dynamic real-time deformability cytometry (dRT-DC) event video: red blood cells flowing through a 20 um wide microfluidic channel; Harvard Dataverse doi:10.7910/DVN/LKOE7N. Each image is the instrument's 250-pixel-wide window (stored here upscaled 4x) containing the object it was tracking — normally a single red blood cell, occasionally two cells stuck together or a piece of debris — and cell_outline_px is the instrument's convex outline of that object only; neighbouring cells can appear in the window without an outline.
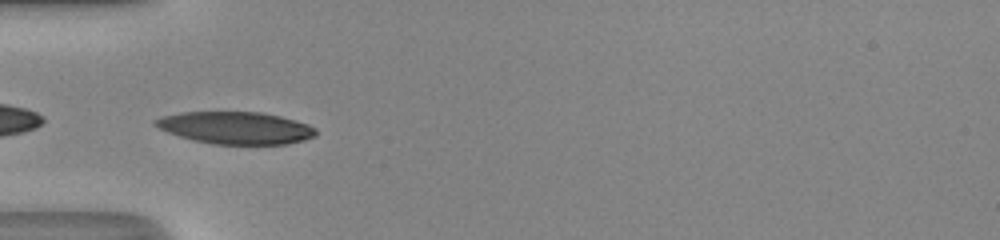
{"species": "human", "species_latin": "Homo sapiens", "temperature_condition": "room temperature", "stored_images_in_passage": 29, "camera_frame_rate_fps": 3000, "um_per_image_px": 0.085, "donor": {"sex": "male"}, "frame": {"image": 1, "passage_image": 1, "time_ms": 0.0, "image_size_px": [1000, 240], "cell_outline_px": [[316, 136], [304, 140], [288, 144], [212, 144], [192, 140], [168, 132], [152, 124], [152, 120], [160, 116], [180, 112], [260, 112], [280, 116], [308, 124], [316, 128]], "centroid_in_image_um": [20.01, 10.86], "position_along_channel_um": 65.0, "area_um2": 30.29}}
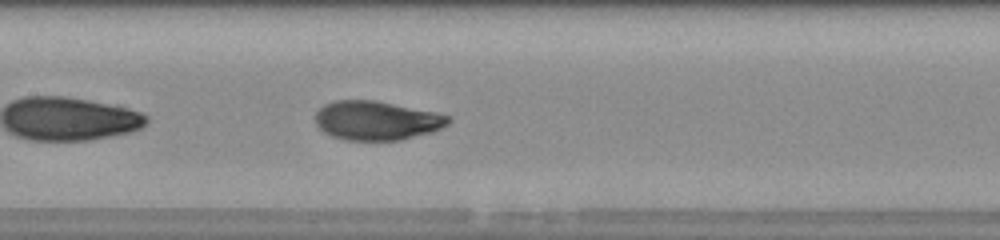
{"frame": {"image": 2, "passage_image": 9, "time_ms": 2.667, "image_size_px": [1000, 240], "cell_outline_px": [[452, 120], [448, 124], [432, 132], [400, 140], [344, 140], [332, 136], [324, 132], [316, 124], [316, 112], [324, 104], [336, 100], [376, 100], [436, 112], [448, 116]], "centroid_in_image_um": [32.01, 10.24], "position_along_channel_um": 175.4, "area_um2": 30.29}}
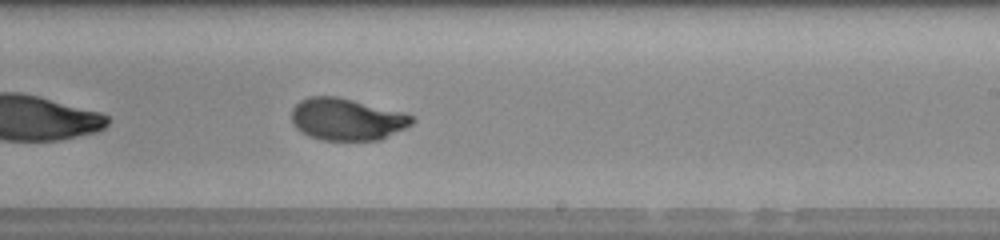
{"frame": {"image": 3, "passage_image": 15, "time_ms": 4.667, "image_size_px": [1000, 240], "cell_outline_px": [[416, 120], [412, 124], [380, 140], [324, 140], [308, 136], [300, 132], [292, 124], [292, 108], [300, 100], [308, 96], [336, 96], [404, 112], [416, 116]], "centroid_in_image_um": [29.48, 10.13], "position_along_channel_um": 259.5, "area_um2": 29.71}, "authors_computed_cell_mechanics": {"area_um2": 30.2294, "velocity_mm_per_s": 4.2166, "shape_relaxation_time_tau1_ms": 4.1905, "shape_relaxation_time_tau2_ms": null, "deformation_change_tau1": 0.2035, "deformation_change_tau2": null}}